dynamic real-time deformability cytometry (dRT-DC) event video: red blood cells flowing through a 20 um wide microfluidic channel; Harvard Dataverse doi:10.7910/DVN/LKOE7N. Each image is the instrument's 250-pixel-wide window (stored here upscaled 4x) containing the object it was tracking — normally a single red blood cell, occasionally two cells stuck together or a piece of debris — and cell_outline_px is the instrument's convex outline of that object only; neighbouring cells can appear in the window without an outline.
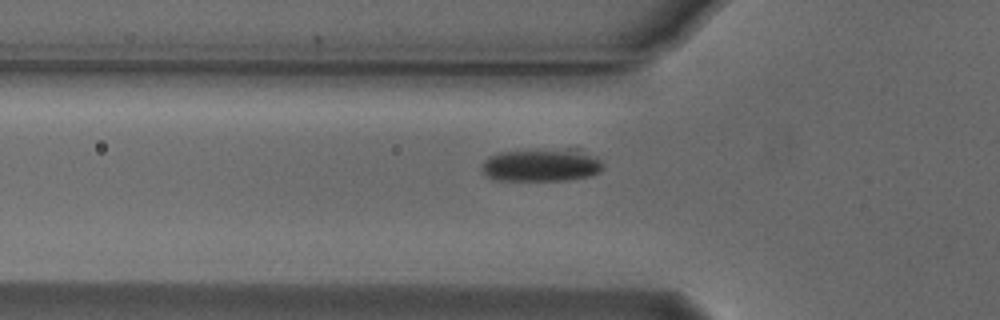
{"species": "Egyptian fruit bat (a non-hibernating species)", "species_latin": "Rousettus aegyptiacus", "temperature_condition": "cold", "stored_images_in_passage": 15, "camera_frame_rate_fps": 3000, "um_per_image_px": 0.085, "animal": {"sex": "male"}, "frame": {"image": 1, "passage_image": 2, "time_ms": 0.333, "image_size_px": [1000, 320], "cell_outline_px": [[604, 168], [600, 172], [592, 176], [568, 180], [496, 180], [480, 172], [480, 164], [488, 156], [500, 152], [568, 148], [580, 148], [596, 156], [604, 164]], "centroid_in_image_um": [46.06, 14.02], "position_along_channel_um": 79.7, "area_um2": 23.87}}
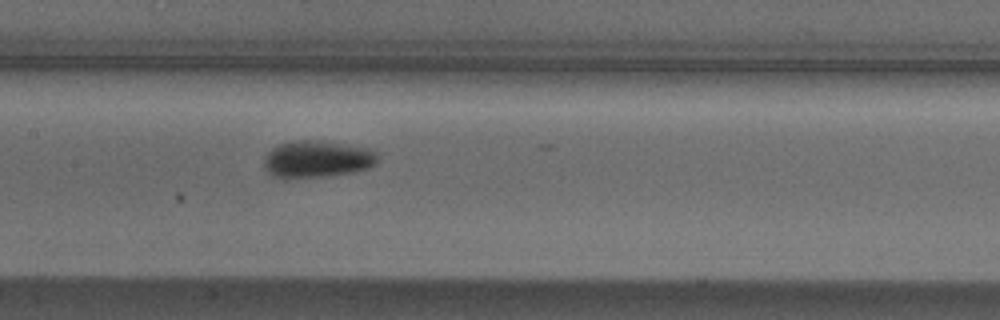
{"frame": {"image": 2, "passage_image": 10, "time_ms": 3.0, "image_size_px": [1000, 320], "cell_outline_px": [[376, 164], [368, 168], [352, 172], [332, 176], [284, 180], [272, 176], [264, 168], [264, 156], [272, 148], [280, 144], [296, 140], [316, 140], [372, 148], [376, 152]], "centroid_in_image_um": [26.91, 13.55], "position_along_channel_um": 180.5, "area_um2": 25.03}}
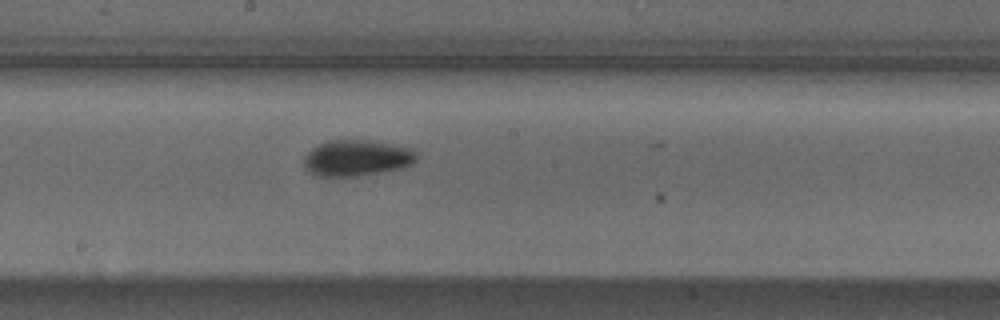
{"frame": {"image": 3, "passage_image": 13, "time_ms": 4.0, "image_size_px": [1000, 320], "cell_outline_px": [[416, 160], [412, 164], [404, 168], [356, 176], [320, 176], [312, 172], [304, 164], [304, 156], [312, 148], [328, 140], [372, 140], [412, 148], [416, 152]], "centroid_in_image_um": [30.37, 13.41], "position_along_channel_um": 217.8, "area_um2": 23.58}}